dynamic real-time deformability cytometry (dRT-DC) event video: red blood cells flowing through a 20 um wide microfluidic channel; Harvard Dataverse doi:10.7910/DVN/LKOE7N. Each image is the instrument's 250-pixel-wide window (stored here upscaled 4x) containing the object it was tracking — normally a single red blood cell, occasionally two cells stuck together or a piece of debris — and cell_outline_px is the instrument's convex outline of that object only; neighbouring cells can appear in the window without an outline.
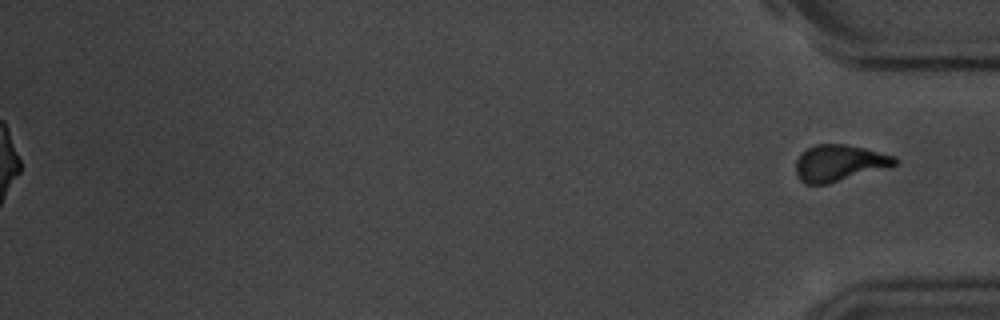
{"species": "common noctule bat (a hibernating species)", "species_latin": "Nyctalus noctula", "temperature_condition": "room temperature", "stored_images_in_passage": 47, "segment_of_instrument_passage": [2, 2], "camera_frame_rate_fps": 3000, "um_per_image_px": 0.085, "animal": {"sex": "male", "body_mass_g": 20.1, "forearm_length_mm": 53.5}, "frame": {"image": 1, "passage_image": 47, "time_ms": 15.333, "image_size_px": [1000, 320], "cell_outline_px": [[900, 160], [896, 164], [828, 184], [804, 184], [796, 176], [796, 160], [800, 152], [816, 144], [844, 144], [864, 148], [896, 156]], "centroid_in_image_um": [71.29, 13.85], "position_along_channel_um": 363.9, "area_um2": 20.92}}